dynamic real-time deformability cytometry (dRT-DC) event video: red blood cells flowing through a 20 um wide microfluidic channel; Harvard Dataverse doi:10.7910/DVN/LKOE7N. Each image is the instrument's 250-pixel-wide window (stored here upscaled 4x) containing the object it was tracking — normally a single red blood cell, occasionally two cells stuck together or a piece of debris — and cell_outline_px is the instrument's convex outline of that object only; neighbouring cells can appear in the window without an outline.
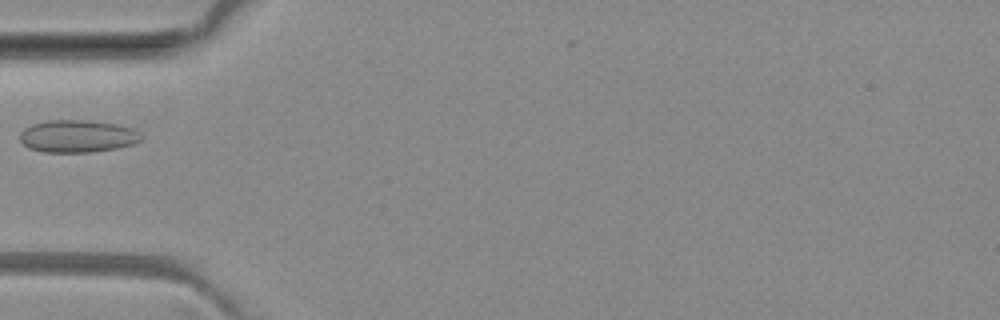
{"species": "common noctule bat (a hibernating species)", "species_latin": "Nyctalus noctula", "temperature_condition": "room temperature", "stored_images_in_passage": 3, "camera_frame_rate_fps": 3000, "um_per_image_px": 0.085, "animal": {"sex": "female", "body_mass_g": 29.2, "forearm_length_mm": 56.3}, "frame": {"image": 1, "passage_image": 2, "time_ms": 1.0, "image_size_px": [1000, 320], "cell_outline_px": [[144, 136], [136, 144], [116, 148], [92, 152], [44, 152], [28, 148], [20, 140], [20, 132], [24, 128], [32, 124], [48, 120], [84, 120], [120, 124], [132, 128], [140, 132]], "centroid_in_image_um": [6.62, 11.57], "position_along_channel_um": 78.4, "area_um2": 23.18}}
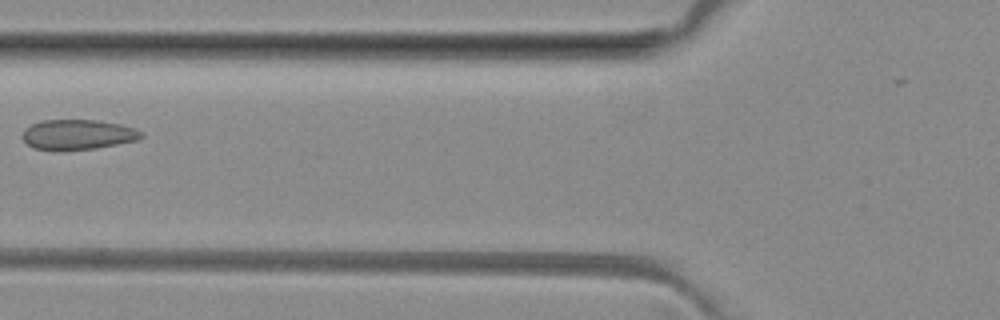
{"frame": {"image": 2, "passage_image": 3, "time_ms": 2.0, "image_size_px": [1000, 320], "cell_outline_px": [[144, 136], [140, 140], [96, 148], [60, 152], [32, 148], [24, 140], [24, 128], [32, 124], [44, 120], [96, 120], [120, 124], [132, 128], [140, 132]], "centroid_in_image_um": [6.6, 11.47], "position_along_channel_um": 119.2, "area_um2": 21.04}}